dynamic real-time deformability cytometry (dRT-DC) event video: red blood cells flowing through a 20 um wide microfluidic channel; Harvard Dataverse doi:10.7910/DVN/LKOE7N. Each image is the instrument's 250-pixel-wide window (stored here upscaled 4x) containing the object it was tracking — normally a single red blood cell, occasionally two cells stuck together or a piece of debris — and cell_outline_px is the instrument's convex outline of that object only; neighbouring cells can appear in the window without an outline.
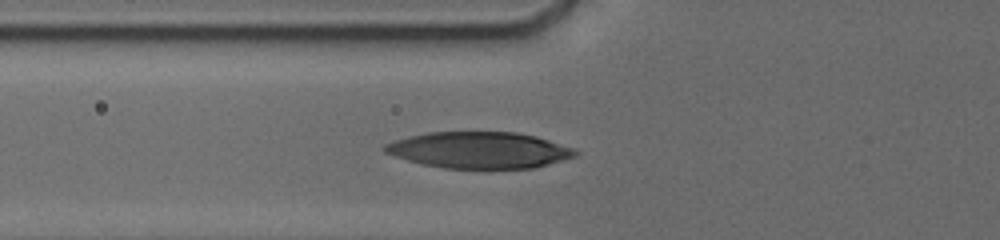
{"species": "human", "species_latin": "Homo sapiens", "temperature_condition": "cold", "stored_images_in_passage": 3, "camera_frame_rate_fps": 3000, "um_per_image_px": 0.085, "donor": {"sex": "male"}, "frame": {"image": 1, "passage_image": 2, "time_ms": 0.333, "image_size_px": [1000, 240], "cell_outline_px": [[576, 156], [548, 164], [532, 168], [444, 168], [424, 164], [408, 160], [384, 152], [380, 148], [384, 144], [408, 136], [428, 132], [516, 132], [536, 136], [548, 140], [568, 148], [576, 152]], "centroid_in_image_um": [40.66, 12.75], "position_along_channel_um": 85.1, "area_um2": 39.88}}